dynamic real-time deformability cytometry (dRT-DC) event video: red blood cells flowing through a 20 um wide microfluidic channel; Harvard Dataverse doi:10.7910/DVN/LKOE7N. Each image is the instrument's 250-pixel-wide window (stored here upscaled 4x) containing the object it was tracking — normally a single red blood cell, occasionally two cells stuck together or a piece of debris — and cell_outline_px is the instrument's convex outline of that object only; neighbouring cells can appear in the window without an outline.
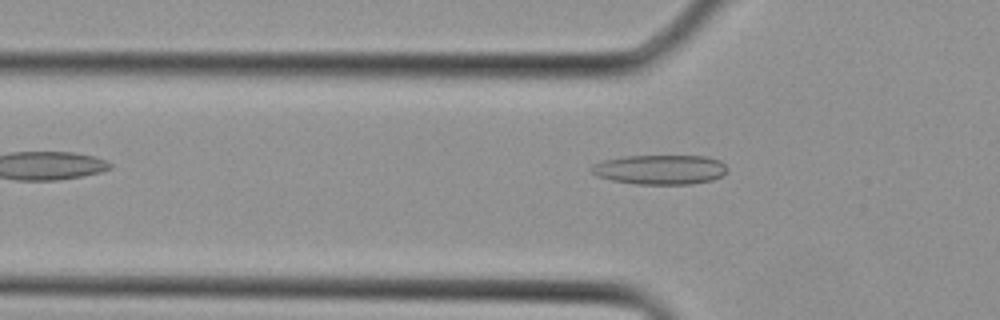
{"species": "Egyptian fruit bat (a non-hibernating species)", "species_latin": "Rousettus aegyptiacus", "temperature_condition": "cold", "stored_images_in_passage": 3, "camera_frame_rate_fps": 3000, "um_per_image_px": 0.085, "animal": {"sex": "female"}, "frame": {"image": 1, "passage_image": 3, "time_ms": 0.667, "image_size_px": [1000, 320], "cell_outline_px": [[728, 168], [720, 176], [712, 180], [692, 184], [636, 184], [612, 180], [596, 176], [592, 172], [592, 164], [604, 160], [624, 156], [708, 156], [720, 160]], "centroid_in_image_um": [56.11, 14.41], "position_along_channel_um": 69.7, "area_um2": 23.41}}